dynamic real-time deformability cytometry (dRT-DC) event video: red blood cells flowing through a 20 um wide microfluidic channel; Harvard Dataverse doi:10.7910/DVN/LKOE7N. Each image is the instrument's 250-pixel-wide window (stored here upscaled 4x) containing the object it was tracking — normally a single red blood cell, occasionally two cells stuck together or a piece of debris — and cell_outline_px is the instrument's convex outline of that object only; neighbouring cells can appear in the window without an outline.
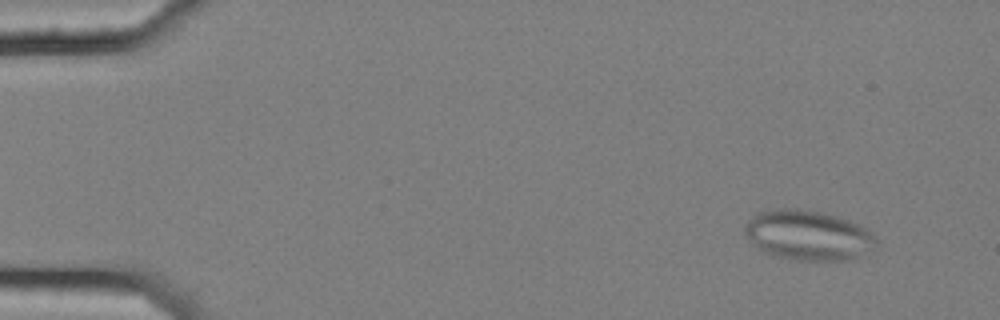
{"species": "common noctule bat (a hibernating species)", "species_latin": "Nyctalus noctula", "temperature_condition": "cold", "stored_images_in_passage": 20, "camera_frame_rate_fps": 3000, "um_per_image_px": 0.085, "animal": {"sex": "female", "body_mass_g": 25.1}, "frame": {"image": 1, "passage_image": 1, "time_ms": 0.0, "image_size_px": [1000, 320], "cell_outline_px": [[876, 244], [856, 256], [848, 260], [788, 260], [772, 256], [756, 248], [744, 236], [744, 228], [748, 220], [756, 212], [780, 208], [796, 208], [820, 212], [836, 216], [848, 220], [872, 232], [876, 236]], "centroid_in_image_um": [68.58, 19.99], "position_along_channel_um": 16.4, "area_um2": 38.26}}